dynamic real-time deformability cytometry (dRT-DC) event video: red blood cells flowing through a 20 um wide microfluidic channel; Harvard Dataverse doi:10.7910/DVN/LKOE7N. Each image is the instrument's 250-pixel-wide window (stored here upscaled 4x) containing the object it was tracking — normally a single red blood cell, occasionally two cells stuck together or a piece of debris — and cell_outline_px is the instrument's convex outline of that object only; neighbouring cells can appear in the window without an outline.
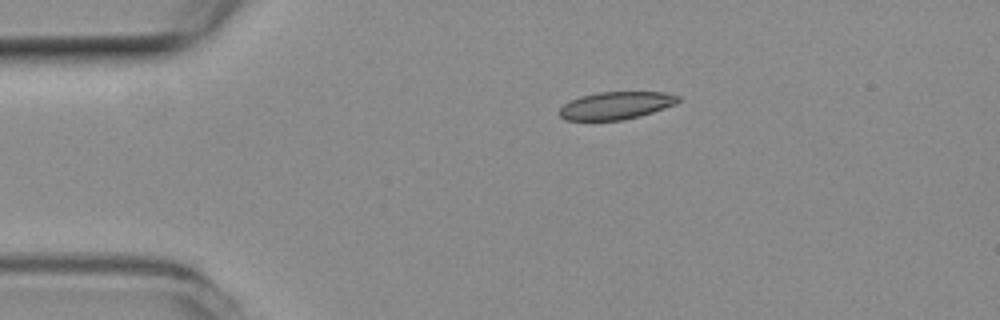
{"species": "common noctule bat (a hibernating species)", "species_latin": "Nyctalus noctula", "temperature_condition": "room temperature", "stored_images_in_passage": 36, "camera_frame_rate_fps": 3000, "um_per_image_px": 0.085, "animal": {"sex": "female", "body_mass_g": 19.3, "forearm_length_mm": 54.1}, "frame": {"image": 1, "passage_image": 1, "time_ms": 0.0, "image_size_px": [1000, 320], "cell_outline_px": [[680, 100], [676, 104], [640, 116], [624, 120], [564, 120], [560, 116], [560, 108], [564, 104], [580, 96], [600, 92], [664, 92], [680, 96]], "centroid_in_image_um": [52.38, 8.97], "position_along_channel_um": 32.6, "area_um2": 19.02}}
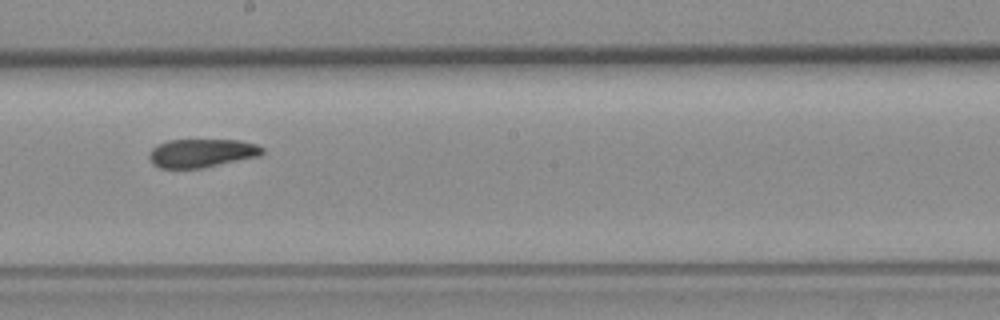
{"frame": {"image": 2, "passage_image": 20, "time_ms": 6.333, "image_size_px": [1000, 320], "cell_outline_px": [[264, 152], [260, 156], [204, 168], [160, 168], [152, 164], [148, 156], [152, 148], [156, 144], [168, 140], [240, 140], [256, 144], [264, 148]], "centroid_in_image_um": [17.14, 13.01], "position_along_channel_um": 231.1, "area_um2": 19.02}}
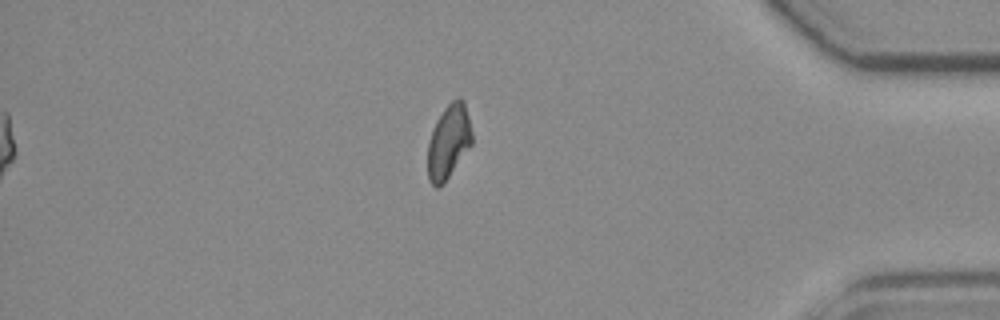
{"frame": {"image": 3, "passage_image": 36, "time_ms": 11.667, "image_size_px": [1000, 320], "cell_outline_px": [[472, 144], [444, 184], [440, 188], [436, 188], [428, 180], [428, 144], [432, 128], [436, 120], [444, 108], [452, 100], [460, 96], [464, 100], [472, 132]], "centroid_in_image_um": [38.13, 12.05], "position_along_channel_um": 397.1, "area_um2": 19.31}, "authors_computed_cell_mechanics": {"area_um2": 19.7965, "velocity_mm_per_s": 3.8136, "shape_relaxation_time_tau1_ms": null, "shape_relaxation_time_tau2_ms": 4.1647, "deformation_change_tau1": null, "deformation_change_tau2": 0.0798}}